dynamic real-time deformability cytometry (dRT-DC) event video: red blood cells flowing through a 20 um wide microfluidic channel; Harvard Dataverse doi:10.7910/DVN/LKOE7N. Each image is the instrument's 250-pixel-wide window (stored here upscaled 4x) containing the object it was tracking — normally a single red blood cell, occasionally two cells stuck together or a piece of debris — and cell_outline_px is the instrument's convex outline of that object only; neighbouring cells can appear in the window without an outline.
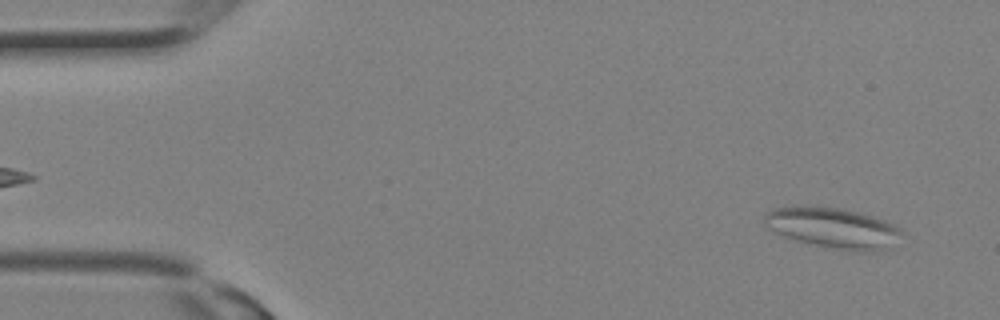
{"species": "Egyptian fruit bat (a non-hibernating species)", "species_latin": "Rousettus aegyptiacus", "temperature_condition": "room temperature", "stored_images_in_passage": 30, "camera_frame_rate_fps": 3000, "um_per_image_px": 0.085, "animal": {"sex": "female"}, "frame": {"image": 1, "passage_image": 2, "time_ms": 0.333, "image_size_px": [1000, 320], "cell_outline_px": [[900, 232], [880, 248], [872, 252], [852, 252], [796, 240], [776, 232], [768, 228], [764, 224], [764, 216], [772, 208], [840, 208], [860, 212], [884, 220], [900, 228]], "centroid_in_image_um": [70.73, 19.37], "position_along_channel_um": 14.3, "area_um2": 30.87}}
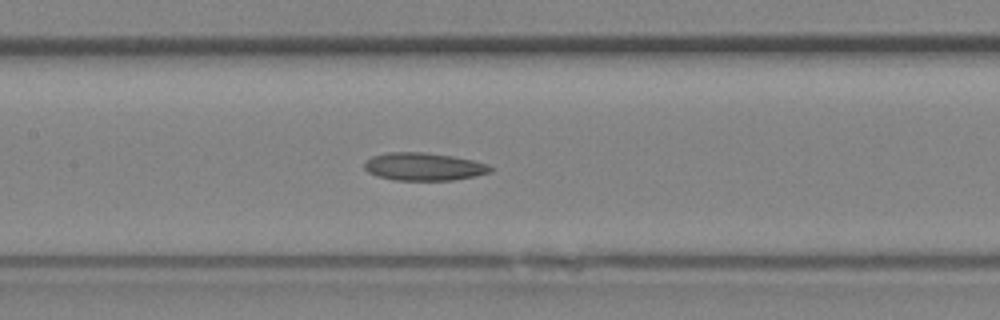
{"frame": {"image": 2, "passage_image": 14, "time_ms": 4.333, "image_size_px": [1000, 320], "cell_outline_px": [[492, 172], [452, 180], [396, 180], [376, 176], [368, 172], [364, 168], [364, 164], [372, 156], [388, 152], [424, 152], [452, 156], [472, 160], [488, 164], [492, 168]], "centroid_in_image_um": [36.0, 14.16], "position_along_channel_um": 171.4, "area_um2": 20.29}}
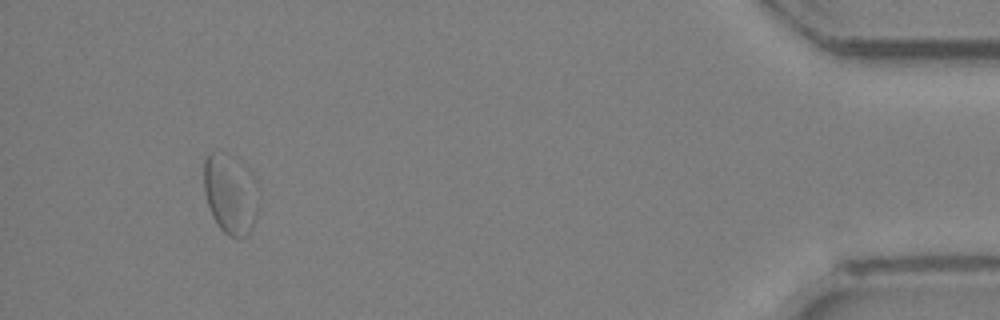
{"frame": {"image": 3, "passage_image": 28, "time_ms": 9.0, "image_size_px": [1000, 320], "cell_outline_px": [[260, 204], [252, 228], [244, 236], [228, 236], [220, 228], [212, 216], [204, 192], [204, 156], [208, 152], [216, 148], [248, 168], [252, 172], [260, 184]], "centroid_in_image_um": [19.62, 16.42], "position_along_channel_um": 415.6, "area_um2": 26.36}}